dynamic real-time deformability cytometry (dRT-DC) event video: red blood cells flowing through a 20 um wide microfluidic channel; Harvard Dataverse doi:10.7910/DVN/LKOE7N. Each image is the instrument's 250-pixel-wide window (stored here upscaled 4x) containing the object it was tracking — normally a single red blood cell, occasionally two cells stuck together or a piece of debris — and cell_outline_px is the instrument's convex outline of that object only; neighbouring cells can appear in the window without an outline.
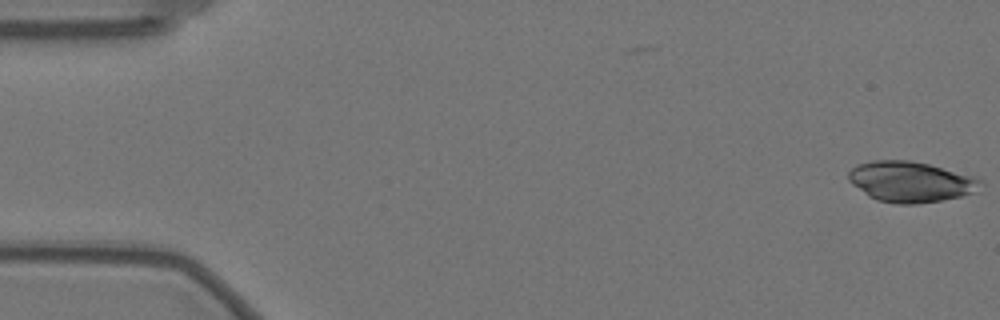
{"species": "Egyptian fruit bat (a non-hibernating species)", "species_latin": "Rousettus aegyptiacus", "temperature_condition": "warm", "stored_images_in_passage": 57, "camera_frame_rate_fps": 3000, "um_per_image_px": 0.085, "animal": {"sex": "female"}, "frame": {"image": 1, "passage_image": 1, "time_ms": 0.0, "image_size_px": [1000, 320], "cell_outline_px": [[984, 184], [972, 192], [960, 196], [940, 200], [916, 204], [896, 204], [876, 200], [868, 196], [852, 184], [848, 180], [848, 172], [856, 164], [872, 160], [912, 160], [976, 176]], "centroid_in_image_um": [77.37, 15.44], "position_along_channel_um": 7.6, "area_um2": 31.33}}
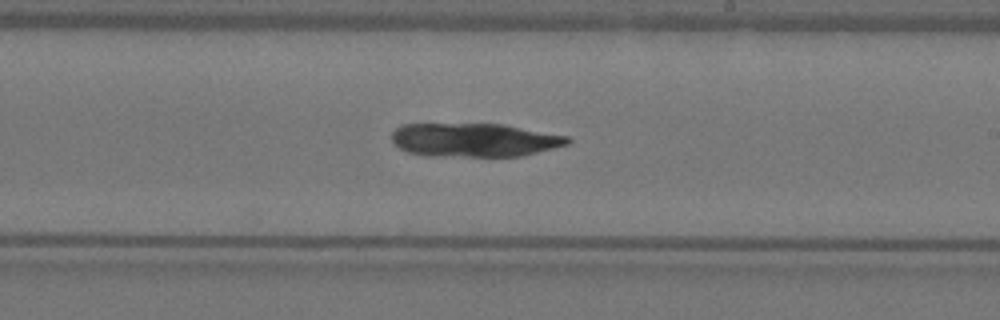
{"frame": {"image": 2, "passage_image": 33, "time_ms": 10.667, "image_size_px": [1000, 320], "cell_outline_px": [[572, 140], [568, 144], [520, 156], [428, 156], [408, 152], [400, 148], [392, 140], [392, 132], [400, 124], [504, 124], [568, 136]], "centroid_in_image_um": [40.3, 11.89], "position_along_channel_um": 248.7, "area_um2": 34.39}}
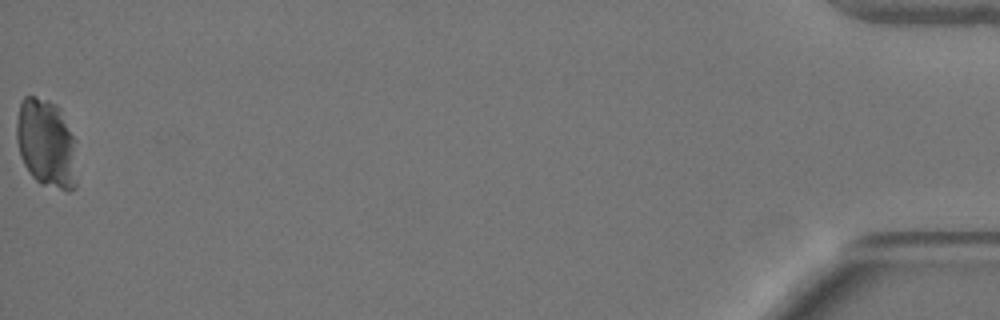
{"frame": {"image": 3, "passage_image": 57, "time_ms": 18.667, "image_size_px": [1000, 320], "cell_outline_px": [[76, 188], [68, 192], [44, 184], [36, 180], [32, 176], [24, 164], [20, 156], [16, 140], [16, 124], [20, 104], [24, 96], [36, 96], [48, 100], [56, 104], [60, 108], [76, 140]], "centroid_in_image_um": [3.96, 12.18], "position_along_channel_um": 431.2, "area_um2": 31.67}}